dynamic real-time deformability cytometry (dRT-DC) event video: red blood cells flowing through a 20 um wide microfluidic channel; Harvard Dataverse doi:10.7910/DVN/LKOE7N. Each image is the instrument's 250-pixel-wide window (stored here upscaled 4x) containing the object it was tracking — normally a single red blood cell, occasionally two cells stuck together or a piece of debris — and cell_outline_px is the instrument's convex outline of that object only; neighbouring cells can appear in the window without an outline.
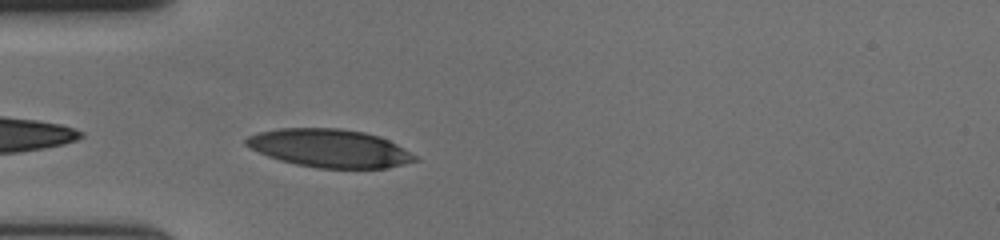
{"species": "human", "species_latin": "Homo sapiens", "temperature_condition": "cold", "stored_images_in_passage": 31, "camera_frame_rate_fps": 3000, "um_per_image_px": 0.085, "donor": {"sex": "female"}, "frame": {"image": 1, "passage_image": 2, "time_ms": 0.333, "image_size_px": [1000, 240], "cell_outline_px": [[420, 160], [388, 168], [316, 168], [296, 164], [280, 160], [268, 156], [248, 148], [244, 144], [244, 136], [256, 132], [280, 128], [340, 128], [364, 132], [380, 136], [404, 148], [416, 156]], "centroid_in_image_um": [27.97, 12.59], "position_along_channel_um": 57.0, "area_um2": 37.86}}
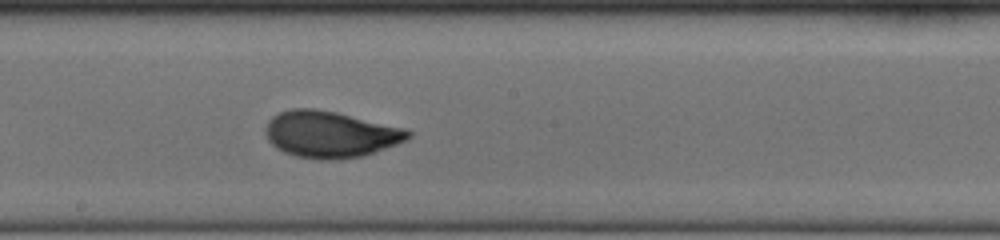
{"frame": {"image": 2, "passage_image": 16, "time_ms": 5.0, "image_size_px": [1000, 240], "cell_outline_px": [[412, 136], [396, 144], [360, 156], [336, 160], [316, 160], [296, 156], [284, 152], [276, 148], [268, 140], [264, 132], [264, 128], [268, 120], [272, 116], [280, 112], [292, 108], [312, 108], [336, 112], [400, 128], [412, 132]], "centroid_in_image_um": [27.97, 11.42], "position_along_channel_um": 220.2, "area_um2": 38.26}}
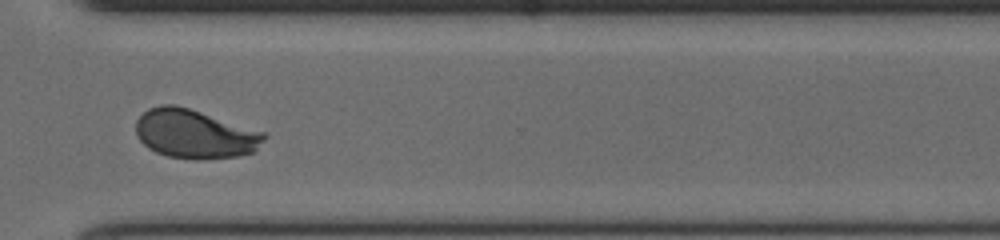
{"frame": {"image": 3, "passage_image": 27, "time_ms": 8.667, "image_size_px": [1000, 240], "cell_outline_px": [[268, 136], [256, 152], [236, 156], [196, 160], [168, 156], [156, 152], [148, 148], [136, 136], [136, 120], [148, 108], [160, 104], [176, 104], [264, 132]], "centroid_in_image_um": [16.56, 11.39], "position_along_channel_um": 354.0, "area_um2": 36.7}, "authors_computed_cell_mechanics": {"area_um2": 37.0498, "velocity_mm_per_s": 3.6372, "shape_relaxation_time_tau1_ms": 4.4379, "shape_relaxation_time_tau2_ms": 0.8237, "deformation_change_tau1": 0.1739, "deformation_change_tau2": 0.0575}}